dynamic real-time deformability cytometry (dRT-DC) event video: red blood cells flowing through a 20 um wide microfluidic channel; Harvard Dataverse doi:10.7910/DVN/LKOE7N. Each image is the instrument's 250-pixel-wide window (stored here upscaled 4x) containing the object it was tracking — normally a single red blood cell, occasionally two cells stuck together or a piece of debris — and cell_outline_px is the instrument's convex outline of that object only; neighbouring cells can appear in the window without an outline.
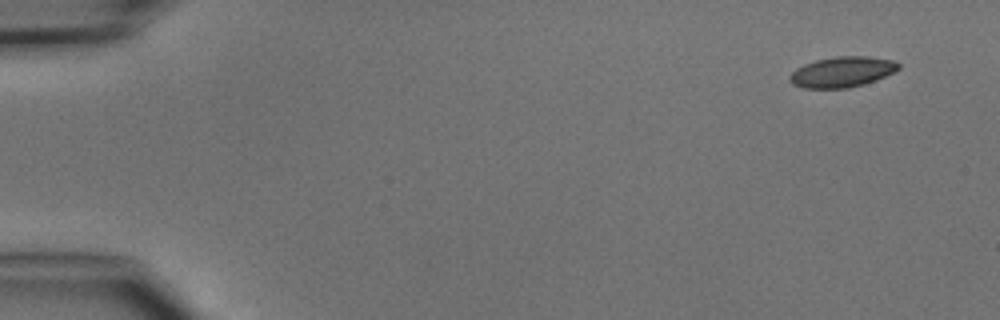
{"species": "common noctule bat (a hibernating species)", "species_latin": "Nyctalus noctula", "temperature_condition": "cold", "stored_images_in_passage": 5, "camera_frame_rate_fps": 3000, "um_per_image_px": 0.085, "animal": {"sex": "male", "body_mass_g": 15.6}, "frame": {"image": 1, "passage_image": 1, "time_ms": 0.0, "image_size_px": [1000, 320], "cell_outline_px": [[900, 68], [876, 80], [864, 84], [848, 88], [804, 88], [792, 84], [788, 80], [788, 76], [796, 68], [804, 64], [816, 60], [836, 56], [868, 56], [892, 60], [900, 64]], "centroid_in_image_um": [71.55, 6.11], "position_along_channel_um": 13.5, "area_um2": 19.36}}
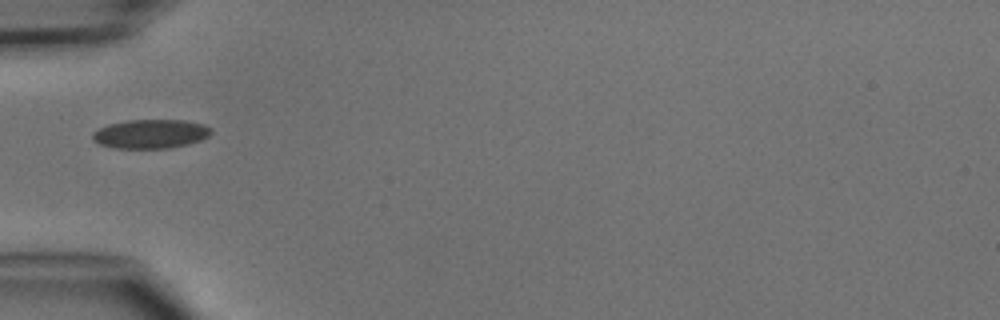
{"frame": {"image": 2, "passage_image": 4, "time_ms": 4.333, "image_size_px": [1000, 320], "cell_outline_px": [[212, 132], [208, 136], [200, 140], [188, 144], [168, 148], [112, 148], [100, 144], [92, 140], [92, 132], [108, 124], [128, 120], [184, 120], [204, 124], [212, 128]], "centroid_in_image_um": [12.8, 11.38], "position_along_channel_um": 72.2, "area_um2": 20.11}}